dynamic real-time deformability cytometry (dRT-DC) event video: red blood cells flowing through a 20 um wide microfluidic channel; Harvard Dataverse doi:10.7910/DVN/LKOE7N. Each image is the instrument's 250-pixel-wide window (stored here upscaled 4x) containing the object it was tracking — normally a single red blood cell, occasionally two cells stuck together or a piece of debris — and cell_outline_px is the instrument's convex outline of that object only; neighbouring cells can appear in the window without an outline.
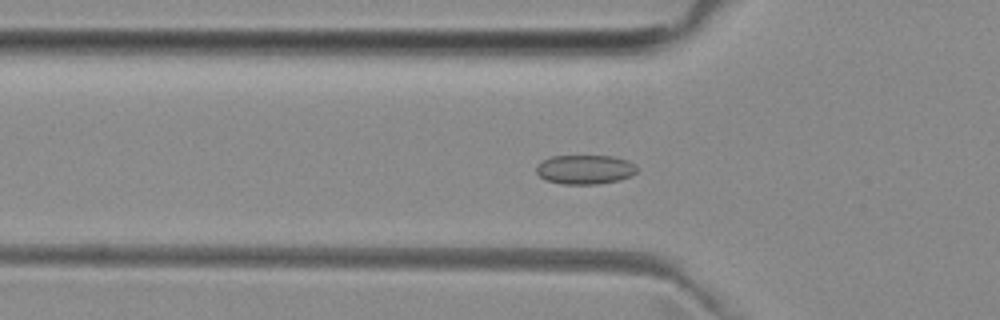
{"species": "common noctule bat (a hibernating species)", "species_latin": "Nyctalus noctula", "temperature_condition": "room temperature", "stored_images_in_passage": 44, "camera_frame_rate_fps": 3000, "um_per_image_px": 0.085, "animal": {"sex": "female", "body_mass_g": 29.2, "forearm_length_mm": 56.3}, "frame": {"image": 1, "passage_image": 13, "time_ms": 4.0, "image_size_px": [1000, 320], "cell_outline_px": [[636, 172], [620, 180], [596, 184], [564, 184], [544, 180], [536, 172], [536, 164], [552, 156], [612, 156], [628, 160], [636, 164]], "centroid_in_image_um": [49.7, 14.4], "position_along_channel_um": 76.1, "area_um2": 17.17}}
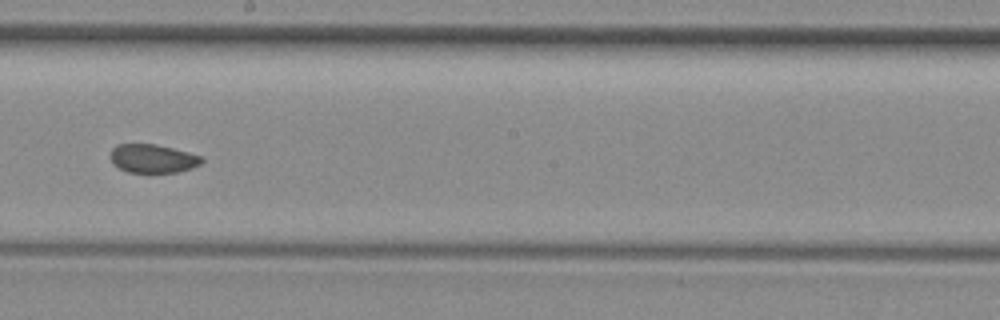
{"frame": {"image": 2, "passage_image": 25, "time_ms": 8.0, "image_size_px": [1000, 320], "cell_outline_px": [[204, 160], [200, 164], [192, 168], [176, 172], [128, 172], [112, 164], [112, 148], [116, 144], [156, 144], [204, 156]], "centroid_in_image_um": [13.02, 13.47], "position_along_channel_um": 235.2, "area_um2": 15.14}}
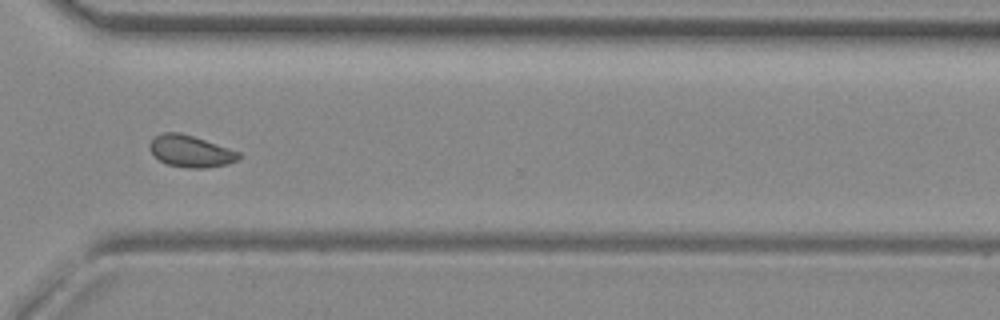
{"frame": {"image": 3, "passage_image": 34, "time_ms": 11.0, "image_size_px": [1000, 320], "cell_outline_px": [[240, 160], [228, 164], [204, 168], [188, 168], [168, 164], [152, 156], [148, 148], [148, 144], [156, 136], [164, 132], [180, 132], [240, 152]], "centroid_in_image_um": [16.18, 12.86], "position_along_channel_um": 354.4, "area_um2": 16.47}, "authors_computed_cell_mechanics": {"area_um2": 16.3863, "velocity_mm_per_s": 3.9688, "shape_relaxation_time_tau1_ms": null, "shape_relaxation_time_tau2_ms": 0.9996, "deformation_change_tau1": null, "deformation_change_tau2": 0.0471}}